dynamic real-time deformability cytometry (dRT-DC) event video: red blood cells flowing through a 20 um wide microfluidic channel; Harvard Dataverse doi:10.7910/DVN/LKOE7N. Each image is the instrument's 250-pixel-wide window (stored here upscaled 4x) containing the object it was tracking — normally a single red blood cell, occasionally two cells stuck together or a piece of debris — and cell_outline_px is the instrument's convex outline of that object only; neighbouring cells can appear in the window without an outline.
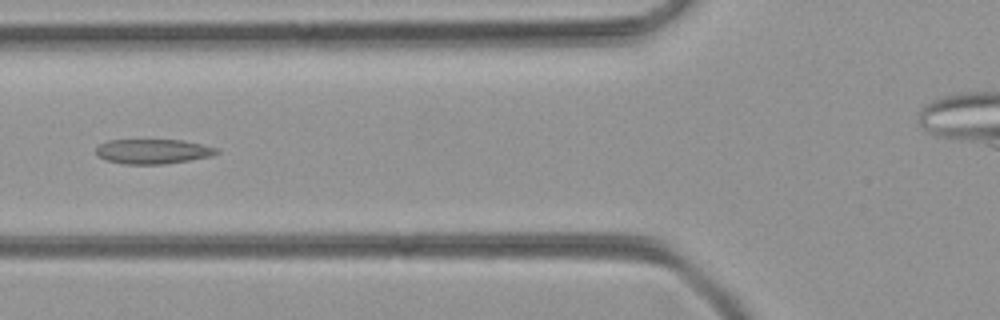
{"species": "common noctule bat (a hibernating species)", "species_latin": "Nyctalus noctula", "temperature_condition": "room temperature", "stored_images_in_passage": 50, "camera_frame_rate_fps": 3000, "um_per_image_px": 0.085, "animal": {"sex": "female", "body_mass_g": 21.9}, "frame": {"image": 1, "passage_image": 20, "time_ms": 6.333, "image_size_px": [1000, 320], "cell_outline_px": [[220, 152], [212, 156], [164, 164], [124, 164], [104, 160], [96, 156], [96, 148], [100, 144], [108, 140], [184, 140], [220, 148]], "centroid_in_image_um": [13.01, 12.87], "position_along_channel_um": 112.8, "area_um2": 17.57}}
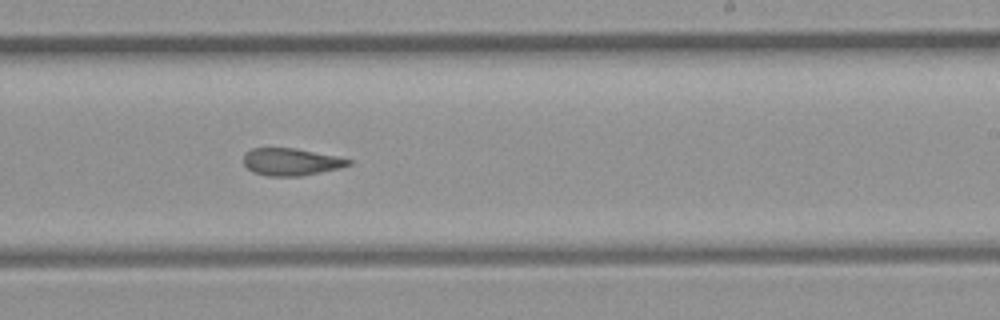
{"frame": {"image": 2, "passage_image": 31, "time_ms": 10.0, "image_size_px": [1000, 320], "cell_outline_px": [[352, 164], [340, 168], [300, 176], [268, 176], [252, 172], [244, 164], [244, 152], [252, 148], [296, 148], [336, 156], [352, 160]], "centroid_in_image_um": [24.73, 13.75], "position_along_channel_um": 264.3, "area_um2": 16.7}}
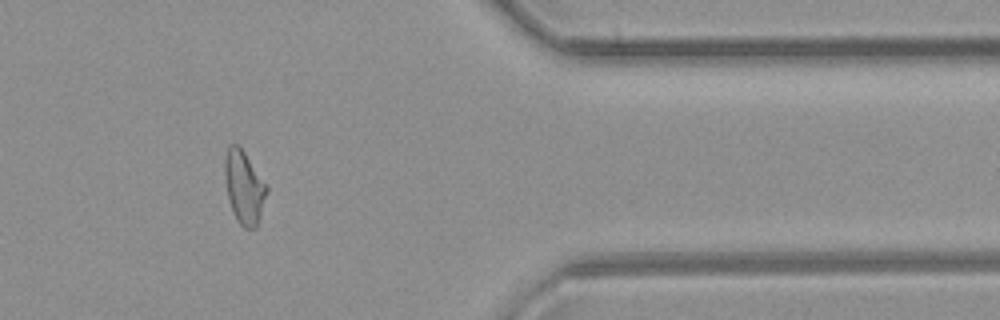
{"frame": {"image": 3, "passage_image": 42, "time_ms": 13.667, "image_size_px": [1000, 320], "cell_outline_px": [[268, 192], [256, 228], [244, 228], [236, 220], [228, 200], [224, 176], [224, 160], [228, 148], [232, 144], [236, 144], [244, 152], [268, 184]], "centroid_in_image_um": [20.76, 15.93], "position_along_channel_um": 390.6, "area_um2": 17.98}}